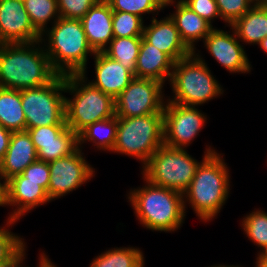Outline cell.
Returning a JSON list of instances; mask_svg holds the SVG:
<instances>
[{
    "label": "cell",
    "instance_id": "obj_1",
    "mask_svg": "<svg viewBox=\"0 0 267 267\" xmlns=\"http://www.w3.org/2000/svg\"><path fill=\"white\" fill-rule=\"evenodd\" d=\"M40 44L43 43L0 44V87L15 90L38 88L58 75Z\"/></svg>",
    "mask_w": 267,
    "mask_h": 267
},
{
    "label": "cell",
    "instance_id": "obj_2",
    "mask_svg": "<svg viewBox=\"0 0 267 267\" xmlns=\"http://www.w3.org/2000/svg\"><path fill=\"white\" fill-rule=\"evenodd\" d=\"M206 148L201 164L189 187L183 192L184 208L186 202L201 221H211L216 217L230 194L229 169L222 154Z\"/></svg>",
    "mask_w": 267,
    "mask_h": 267
},
{
    "label": "cell",
    "instance_id": "obj_3",
    "mask_svg": "<svg viewBox=\"0 0 267 267\" xmlns=\"http://www.w3.org/2000/svg\"><path fill=\"white\" fill-rule=\"evenodd\" d=\"M40 41L47 47L44 49L58 75L86 73L88 54H95L88 44L81 19L58 18L51 29L41 34Z\"/></svg>",
    "mask_w": 267,
    "mask_h": 267
},
{
    "label": "cell",
    "instance_id": "obj_4",
    "mask_svg": "<svg viewBox=\"0 0 267 267\" xmlns=\"http://www.w3.org/2000/svg\"><path fill=\"white\" fill-rule=\"evenodd\" d=\"M144 181L145 186L128 193V201L140 224L153 231L173 232L179 229L186 213L183 193Z\"/></svg>",
    "mask_w": 267,
    "mask_h": 267
},
{
    "label": "cell",
    "instance_id": "obj_5",
    "mask_svg": "<svg viewBox=\"0 0 267 267\" xmlns=\"http://www.w3.org/2000/svg\"><path fill=\"white\" fill-rule=\"evenodd\" d=\"M86 81V73L65 76V92L74 94L65 98V122L77 135L88 125L115 116V99Z\"/></svg>",
    "mask_w": 267,
    "mask_h": 267
},
{
    "label": "cell",
    "instance_id": "obj_6",
    "mask_svg": "<svg viewBox=\"0 0 267 267\" xmlns=\"http://www.w3.org/2000/svg\"><path fill=\"white\" fill-rule=\"evenodd\" d=\"M169 82L174 96L167 101L185 106L198 107L224 92L205 60L195 52L174 62Z\"/></svg>",
    "mask_w": 267,
    "mask_h": 267
},
{
    "label": "cell",
    "instance_id": "obj_7",
    "mask_svg": "<svg viewBox=\"0 0 267 267\" xmlns=\"http://www.w3.org/2000/svg\"><path fill=\"white\" fill-rule=\"evenodd\" d=\"M164 145L163 113L138 117H118L116 142L112 152L136 157L143 165Z\"/></svg>",
    "mask_w": 267,
    "mask_h": 267
},
{
    "label": "cell",
    "instance_id": "obj_8",
    "mask_svg": "<svg viewBox=\"0 0 267 267\" xmlns=\"http://www.w3.org/2000/svg\"><path fill=\"white\" fill-rule=\"evenodd\" d=\"M201 161L192 158L182 148L160 146L142 167L143 179L183 193L191 184Z\"/></svg>",
    "mask_w": 267,
    "mask_h": 267
},
{
    "label": "cell",
    "instance_id": "obj_9",
    "mask_svg": "<svg viewBox=\"0 0 267 267\" xmlns=\"http://www.w3.org/2000/svg\"><path fill=\"white\" fill-rule=\"evenodd\" d=\"M65 76L57 75L47 85L22 89L21 103L26 129L49 125H67L65 122Z\"/></svg>",
    "mask_w": 267,
    "mask_h": 267
},
{
    "label": "cell",
    "instance_id": "obj_10",
    "mask_svg": "<svg viewBox=\"0 0 267 267\" xmlns=\"http://www.w3.org/2000/svg\"><path fill=\"white\" fill-rule=\"evenodd\" d=\"M164 84L145 78H136L115 98L117 117H138L163 113ZM163 93V94H162Z\"/></svg>",
    "mask_w": 267,
    "mask_h": 267
},
{
    "label": "cell",
    "instance_id": "obj_11",
    "mask_svg": "<svg viewBox=\"0 0 267 267\" xmlns=\"http://www.w3.org/2000/svg\"><path fill=\"white\" fill-rule=\"evenodd\" d=\"M206 117L194 106L166 101L163 110L164 145L185 149L203 129Z\"/></svg>",
    "mask_w": 267,
    "mask_h": 267
},
{
    "label": "cell",
    "instance_id": "obj_12",
    "mask_svg": "<svg viewBox=\"0 0 267 267\" xmlns=\"http://www.w3.org/2000/svg\"><path fill=\"white\" fill-rule=\"evenodd\" d=\"M81 148L48 163L50 182L47 194L51 201L76 190L94 177L95 170L83 157Z\"/></svg>",
    "mask_w": 267,
    "mask_h": 267
},
{
    "label": "cell",
    "instance_id": "obj_13",
    "mask_svg": "<svg viewBox=\"0 0 267 267\" xmlns=\"http://www.w3.org/2000/svg\"><path fill=\"white\" fill-rule=\"evenodd\" d=\"M40 161L46 163L65 157L78 148V135L67 125H49L26 129Z\"/></svg>",
    "mask_w": 267,
    "mask_h": 267
},
{
    "label": "cell",
    "instance_id": "obj_14",
    "mask_svg": "<svg viewBox=\"0 0 267 267\" xmlns=\"http://www.w3.org/2000/svg\"><path fill=\"white\" fill-rule=\"evenodd\" d=\"M51 201L47 191L37 182L25 181L21 174L14 175L4 185V206H17L6 220L7 227L37 206Z\"/></svg>",
    "mask_w": 267,
    "mask_h": 267
},
{
    "label": "cell",
    "instance_id": "obj_15",
    "mask_svg": "<svg viewBox=\"0 0 267 267\" xmlns=\"http://www.w3.org/2000/svg\"><path fill=\"white\" fill-rule=\"evenodd\" d=\"M213 28L203 40L208 53L230 73H250L251 64L235 31Z\"/></svg>",
    "mask_w": 267,
    "mask_h": 267
},
{
    "label": "cell",
    "instance_id": "obj_16",
    "mask_svg": "<svg viewBox=\"0 0 267 267\" xmlns=\"http://www.w3.org/2000/svg\"><path fill=\"white\" fill-rule=\"evenodd\" d=\"M22 0H0V44L40 41Z\"/></svg>",
    "mask_w": 267,
    "mask_h": 267
},
{
    "label": "cell",
    "instance_id": "obj_17",
    "mask_svg": "<svg viewBox=\"0 0 267 267\" xmlns=\"http://www.w3.org/2000/svg\"><path fill=\"white\" fill-rule=\"evenodd\" d=\"M151 24L144 26L143 38L160 51L167 54L174 62L190 56L193 52L182 41L179 31L170 16L157 20L153 17Z\"/></svg>",
    "mask_w": 267,
    "mask_h": 267
},
{
    "label": "cell",
    "instance_id": "obj_18",
    "mask_svg": "<svg viewBox=\"0 0 267 267\" xmlns=\"http://www.w3.org/2000/svg\"><path fill=\"white\" fill-rule=\"evenodd\" d=\"M113 11L106 0H99L81 18L89 46L94 52H103L114 38Z\"/></svg>",
    "mask_w": 267,
    "mask_h": 267
},
{
    "label": "cell",
    "instance_id": "obj_19",
    "mask_svg": "<svg viewBox=\"0 0 267 267\" xmlns=\"http://www.w3.org/2000/svg\"><path fill=\"white\" fill-rule=\"evenodd\" d=\"M37 160V151L28 131L12 132L7 152L0 162L1 180L5 183Z\"/></svg>",
    "mask_w": 267,
    "mask_h": 267
},
{
    "label": "cell",
    "instance_id": "obj_20",
    "mask_svg": "<svg viewBox=\"0 0 267 267\" xmlns=\"http://www.w3.org/2000/svg\"><path fill=\"white\" fill-rule=\"evenodd\" d=\"M95 81L90 83L114 99L134 79V74L104 52H95Z\"/></svg>",
    "mask_w": 267,
    "mask_h": 267
},
{
    "label": "cell",
    "instance_id": "obj_21",
    "mask_svg": "<svg viewBox=\"0 0 267 267\" xmlns=\"http://www.w3.org/2000/svg\"><path fill=\"white\" fill-rule=\"evenodd\" d=\"M173 68L174 61L142 37L135 77L153 79L164 84L167 79L170 81Z\"/></svg>",
    "mask_w": 267,
    "mask_h": 267
},
{
    "label": "cell",
    "instance_id": "obj_22",
    "mask_svg": "<svg viewBox=\"0 0 267 267\" xmlns=\"http://www.w3.org/2000/svg\"><path fill=\"white\" fill-rule=\"evenodd\" d=\"M173 6L176 10L169 16L174 21L182 41L192 52H196L195 42L204 40L214 27L183 2Z\"/></svg>",
    "mask_w": 267,
    "mask_h": 267
},
{
    "label": "cell",
    "instance_id": "obj_23",
    "mask_svg": "<svg viewBox=\"0 0 267 267\" xmlns=\"http://www.w3.org/2000/svg\"><path fill=\"white\" fill-rule=\"evenodd\" d=\"M241 42L260 44L267 37V8L257 2L231 26Z\"/></svg>",
    "mask_w": 267,
    "mask_h": 267
},
{
    "label": "cell",
    "instance_id": "obj_24",
    "mask_svg": "<svg viewBox=\"0 0 267 267\" xmlns=\"http://www.w3.org/2000/svg\"><path fill=\"white\" fill-rule=\"evenodd\" d=\"M0 125L11 132L26 130L21 90L0 87Z\"/></svg>",
    "mask_w": 267,
    "mask_h": 267
},
{
    "label": "cell",
    "instance_id": "obj_25",
    "mask_svg": "<svg viewBox=\"0 0 267 267\" xmlns=\"http://www.w3.org/2000/svg\"><path fill=\"white\" fill-rule=\"evenodd\" d=\"M117 126L116 115L88 125L78 134V147L88 140L99 150L112 152L116 142Z\"/></svg>",
    "mask_w": 267,
    "mask_h": 267
},
{
    "label": "cell",
    "instance_id": "obj_26",
    "mask_svg": "<svg viewBox=\"0 0 267 267\" xmlns=\"http://www.w3.org/2000/svg\"><path fill=\"white\" fill-rule=\"evenodd\" d=\"M143 36L114 37L103 51L108 57L118 61L135 76L136 62Z\"/></svg>",
    "mask_w": 267,
    "mask_h": 267
},
{
    "label": "cell",
    "instance_id": "obj_27",
    "mask_svg": "<svg viewBox=\"0 0 267 267\" xmlns=\"http://www.w3.org/2000/svg\"><path fill=\"white\" fill-rule=\"evenodd\" d=\"M143 252L135 247L113 248L95 257L90 267H144Z\"/></svg>",
    "mask_w": 267,
    "mask_h": 267
},
{
    "label": "cell",
    "instance_id": "obj_28",
    "mask_svg": "<svg viewBox=\"0 0 267 267\" xmlns=\"http://www.w3.org/2000/svg\"><path fill=\"white\" fill-rule=\"evenodd\" d=\"M25 10L34 28L42 34L50 20L60 18L57 0H24Z\"/></svg>",
    "mask_w": 267,
    "mask_h": 267
},
{
    "label": "cell",
    "instance_id": "obj_29",
    "mask_svg": "<svg viewBox=\"0 0 267 267\" xmlns=\"http://www.w3.org/2000/svg\"><path fill=\"white\" fill-rule=\"evenodd\" d=\"M241 223L248 240L262 248L258 255H267V213L256 209L245 216Z\"/></svg>",
    "mask_w": 267,
    "mask_h": 267
},
{
    "label": "cell",
    "instance_id": "obj_30",
    "mask_svg": "<svg viewBox=\"0 0 267 267\" xmlns=\"http://www.w3.org/2000/svg\"><path fill=\"white\" fill-rule=\"evenodd\" d=\"M143 23V19L135 14L113 11L112 29L114 37L143 36Z\"/></svg>",
    "mask_w": 267,
    "mask_h": 267
},
{
    "label": "cell",
    "instance_id": "obj_31",
    "mask_svg": "<svg viewBox=\"0 0 267 267\" xmlns=\"http://www.w3.org/2000/svg\"><path fill=\"white\" fill-rule=\"evenodd\" d=\"M217 3L220 19L231 26L242 17L257 0H215Z\"/></svg>",
    "mask_w": 267,
    "mask_h": 267
},
{
    "label": "cell",
    "instance_id": "obj_32",
    "mask_svg": "<svg viewBox=\"0 0 267 267\" xmlns=\"http://www.w3.org/2000/svg\"><path fill=\"white\" fill-rule=\"evenodd\" d=\"M112 11H120L135 14L142 19L143 14H151L154 12H160L159 6L154 0H106Z\"/></svg>",
    "mask_w": 267,
    "mask_h": 267
},
{
    "label": "cell",
    "instance_id": "obj_33",
    "mask_svg": "<svg viewBox=\"0 0 267 267\" xmlns=\"http://www.w3.org/2000/svg\"><path fill=\"white\" fill-rule=\"evenodd\" d=\"M99 0H57L59 15L67 19H81Z\"/></svg>",
    "mask_w": 267,
    "mask_h": 267
},
{
    "label": "cell",
    "instance_id": "obj_34",
    "mask_svg": "<svg viewBox=\"0 0 267 267\" xmlns=\"http://www.w3.org/2000/svg\"><path fill=\"white\" fill-rule=\"evenodd\" d=\"M25 177V181H33L39 183L46 191L50 182V169L48 163L37 160L28 165L21 173Z\"/></svg>",
    "mask_w": 267,
    "mask_h": 267
},
{
    "label": "cell",
    "instance_id": "obj_35",
    "mask_svg": "<svg viewBox=\"0 0 267 267\" xmlns=\"http://www.w3.org/2000/svg\"><path fill=\"white\" fill-rule=\"evenodd\" d=\"M183 3L210 24L213 19L220 18L215 0H184Z\"/></svg>",
    "mask_w": 267,
    "mask_h": 267
},
{
    "label": "cell",
    "instance_id": "obj_36",
    "mask_svg": "<svg viewBox=\"0 0 267 267\" xmlns=\"http://www.w3.org/2000/svg\"><path fill=\"white\" fill-rule=\"evenodd\" d=\"M24 238L15 235L5 229V227L0 228V262L6 260L11 256L23 243Z\"/></svg>",
    "mask_w": 267,
    "mask_h": 267
},
{
    "label": "cell",
    "instance_id": "obj_37",
    "mask_svg": "<svg viewBox=\"0 0 267 267\" xmlns=\"http://www.w3.org/2000/svg\"><path fill=\"white\" fill-rule=\"evenodd\" d=\"M25 242L6 260L0 262V267H23L22 263L25 260L26 251ZM25 267V266H24Z\"/></svg>",
    "mask_w": 267,
    "mask_h": 267
},
{
    "label": "cell",
    "instance_id": "obj_38",
    "mask_svg": "<svg viewBox=\"0 0 267 267\" xmlns=\"http://www.w3.org/2000/svg\"><path fill=\"white\" fill-rule=\"evenodd\" d=\"M12 136V132L0 125V162L3 160Z\"/></svg>",
    "mask_w": 267,
    "mask_h": 267
},
{
    "label": "cell",
    "instance_id": "obj_39",
    "mask_svg": "<svg viewBox=\"0 0 267 267\" xmlns=\"http://www.w3.org/2000/svg\"><path fill=\"white\" fill-rule=\"evenodd\" d=\"M39 261L40 262H38L39 263L38 267H56V265H54L50 261V259L48 258V256H46V254H44V252L40 254Z\"/></svg>",
    "mask_w": 267,
    "mask_h": 267
},
{
    "label": "cell",
    "instance_id": "obj_40",
    "mask_svg": "<svg viewBox=\"0 0 267 267\" xmlns=\"http://www.w3.org/2000/svg\"><path fill=\"white\" fill-rule=\"evenodd\" d=\"M156 2V4L159 6V8L161 10H163L164 8L168 7L169 5H172L173 4H179V3H182L184 0H154ZM175 1V2H174Z\"/></svg>",
    "mask_w": 267,
    "mask_h": 267
},
{
    "label": "cell",
    "instance_id": "obj_41",
    "mask_svg": "<svg viewBox=\"0 0 267 267\" xmlns=\"http://www.w3.org/2000/svg\"><path fill=\"white\" fill-rule=\"evenodd\" d=\"M256 267H267V255H257Z\"/></svg>",
    "mask_w": 267,
    "mask_h": 267
},
{
    "label": "cell",
    "instance_id": "obj_42",
    "mask_svg": "<svg viewBox=\"0 0 267 267\" xmlns=\"http://www.w3.org/2000/svg\"><path fill=\"white\" fill-rule=\"evenodd\" d=\"M4 185L5 183L1 182V177H0V206H4Z\"/></svg>",
    "mask_w": 267,
    "mask_h": 267
},
{
    "label": "cell",
    "instance_id": "obj_43",
    "mask_svg": "<svg viewBox=\"0 0 267 267\" xmlns=\"http://www.w3.org/2000/svg\"><path fill=\"white\" fill-rule=\"evenodd\" d=\"M260 48L267 53V37H265L259 44Z\"/></svg>",
    "mask_w": 267,
    "mask_h": 267
},
{
    "label": "cell",
    "instance_id": "obj_44",
    "mask_svg": "<svg viewBox=\"0 0 267 267\" xmlns=\"http://www.w3.org/2000/svg\"><path fill=\"white\" fill-rule=\"evenodd\" d=\"M257 3L264 7V8H267V0H257Z\"/></svg>",
    "mask_w": 267,
    "mask_h": 267
},
{
    "label": "cell",
    "instance_id": "obj_45",
    "mask_svg": "<svg viewBox=\"0 0 267 267\" xmlns=\"http://www.w3.org/2000/svg\"><path fill=\"white\" fill-rule=\"evenodd\" d=\"M211 267H235V266L234 265L231 266V265H222L221 264V265H218V266L214 265V266H211Z\"/></svg>",
    "mask_w": 267,
    "mask_h": 267
}]
</instances>
